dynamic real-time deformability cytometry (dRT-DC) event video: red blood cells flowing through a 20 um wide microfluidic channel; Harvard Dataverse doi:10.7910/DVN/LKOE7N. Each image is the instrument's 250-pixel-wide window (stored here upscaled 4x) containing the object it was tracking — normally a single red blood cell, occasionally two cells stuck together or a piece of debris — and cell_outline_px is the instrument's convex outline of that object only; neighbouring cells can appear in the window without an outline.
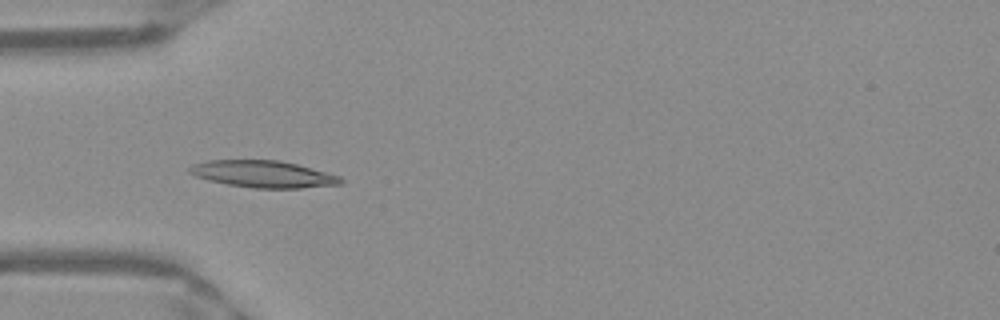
{"species": "Egyptian fruit bat (a non-hibernating species)", "species_latin": "Rousettus aegyptiacus", "temperature_condition": "warm", "stored_images_in_passage": 51, "camera_frame_rate_fps": 3000, "um_per_image_px": 0.085, "frame": {"image": 1, "passage_image": 16, "time_ms": 5.0, "image_size_px": [1000, 320], "cell_outline_px": [[344, 184], [300, 188], [252, 188], [228, 184], [208, 180], [196, 176], [188, 172], [188, 168], [196, 164], [208, 160], [280, 160], [296, 164], [340, 176], [344, 180]], "centroid_in_image_um": [22.4, 14.8], "position_along_channel_um": 62.6, "area_um2": 23.58}}
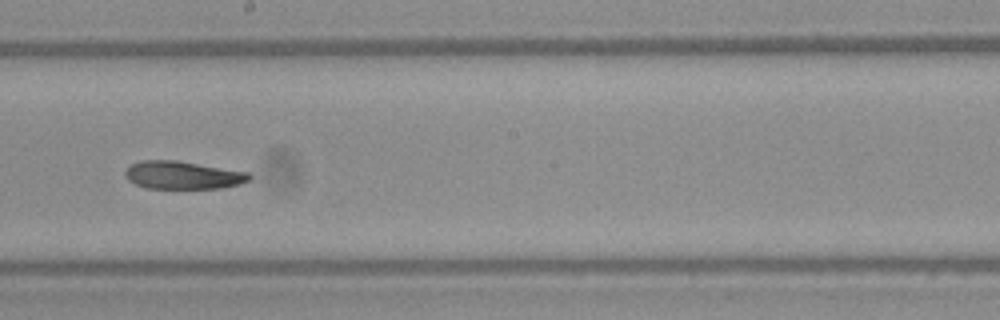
{"frame": {"image": 2, "passage_image": 29, "time_ms": 9.333, "image_size_px": [1000, 320], "cell_outline_px": [[252, 176], [248, 180], [240, 184], [220, 188], [144, 188], [128, 180], [124, 176], [124, 172], [132, 164], [140, 160], [176, 160], [248, 172]], "centroid_in_image_um": [15.51, 14.88], "position_along_channel_um": 232.7, "area_um2": 20.11}}
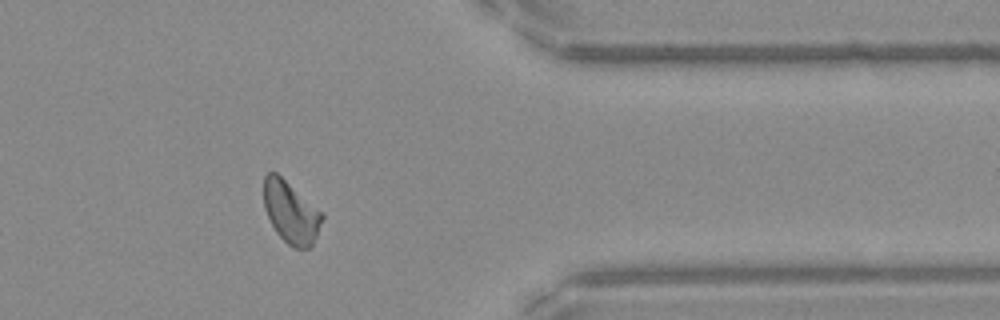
{"frame": {"image": 3, "passage_image": 42, "time_ms": 13.667, "image_size_px": [1000, 320], "cell_outline_px": [[324, 216], [312, 248], [292, 248], [276, 232], [264, 208], [264, 176], [268, 172], [276, 172], [320, 212]], "centroid_in_image_um": [24.71, 18.08], "position_along_channel_um": 386.7, "area_um2": 20.58}, "authors_computed_cell_mechanics": {"area_um2": 21.5016, "velocity_mm_per_s": 3.9388, "shape_relaxation_time_tau1_ms": 7.0956, "shape_relaxation_time_tau2_ms": 9.2114, "deformation_change_tau1": 0.1971, "deformation_change_tau2": 0.1477}}